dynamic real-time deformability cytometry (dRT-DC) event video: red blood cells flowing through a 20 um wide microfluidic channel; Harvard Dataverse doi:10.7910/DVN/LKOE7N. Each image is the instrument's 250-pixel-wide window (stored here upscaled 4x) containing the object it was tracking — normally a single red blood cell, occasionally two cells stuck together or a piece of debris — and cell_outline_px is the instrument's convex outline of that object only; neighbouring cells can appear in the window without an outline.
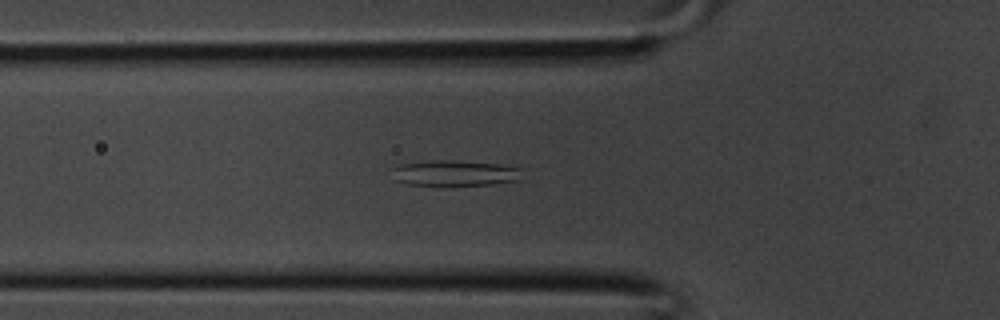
{"species": "common noctule bat (a hibernating species)", "species_latin": "Nyctalus noctula", "temperature_condition": "room temperature", "stored_images_in_passage": 38, "camera_frame_rate_fps": 3000, "um_per_image_px": 0.085, "animal": {"sex": "male", "body_mass_g": 20.1, "forearm_length_mm": 53.5}, "frame": {"image": 1, "passage_image": 12, "time_ms": 3.667, "image_size_px": [1000, 320], "cell_outline_px": [[524, 168], [520, 180], [492, 184], [452, 188], [440, 188], [408, 184], [392, 180], [392, 168], [400, 164], [428, 160], [452, 160], [500, 164]], "centroid_in_image_um": [38.63, 14.76], "position_along_channel_um": 87.2, "area_um2": 20.87}}
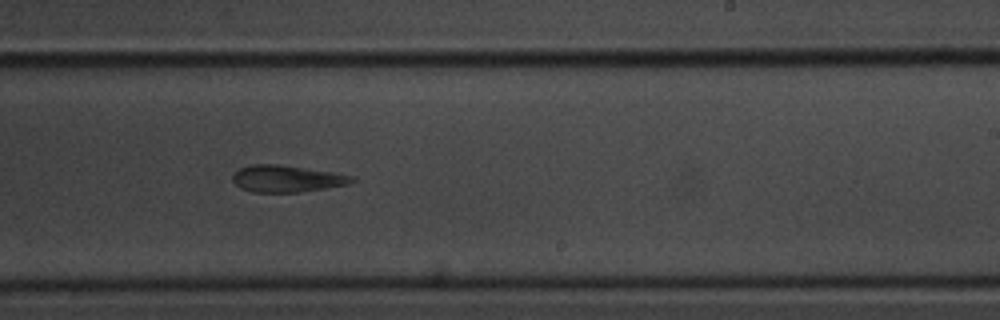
{"frame": {"image": 2, "passage_image": 22, "time_ms": 7.0, "image_size_px": [1000, 320], "cell_outline_px": [[356, 180], [348, 184], [300, 192], [252, 192], [240, 188], [232, 180], [232, 176], [240, 168], [252, 164], [276, 164], [332, 172], [352, 176]], "centroid_in_image_um": [24.34, 15.19], "position_along_channel_um": 264.7, "area_um2": 18.38}}
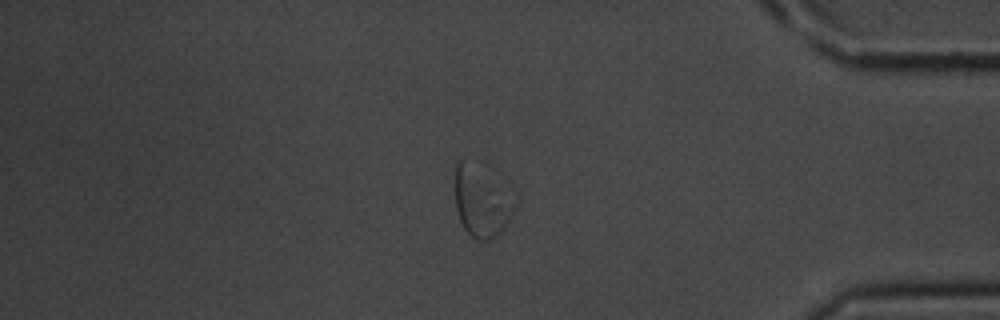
{"frame": {"image": 3, "passage_image": 31, "time_ms": 10.0, "image_size_px": [1000, 320], "cell_outline_px": [[520, 196], [516, 208], [504, 228], [492, 240], [476, 240], [464, 228], [460, 220], [456, 208], [456, 164], [460, 160], [516, 192]], "centroid_in_image_um": [41.04, 17.23], "position_along_channel_um": 394.2, "area_um2": 24.22}}